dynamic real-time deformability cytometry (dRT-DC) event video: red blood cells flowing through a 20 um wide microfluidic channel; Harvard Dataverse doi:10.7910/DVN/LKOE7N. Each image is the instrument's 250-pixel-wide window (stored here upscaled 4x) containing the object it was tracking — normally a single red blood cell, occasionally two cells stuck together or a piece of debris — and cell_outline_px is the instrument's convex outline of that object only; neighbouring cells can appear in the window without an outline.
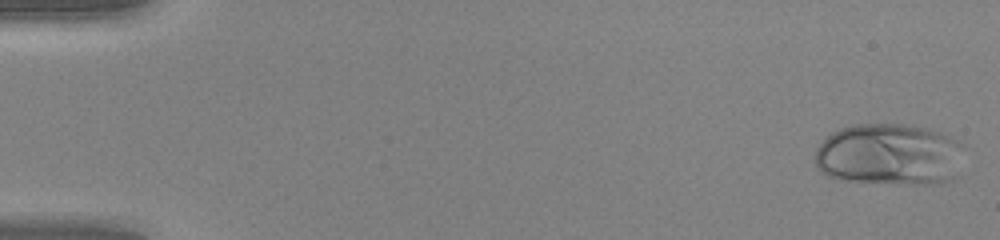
{"species": "human", "species_latin": "Homo sapiens", "temperature_condition": "warm", "stored_images_in_passage": 48, "camera_frame_rate_fps": 3000, "um_per_image_px": 0.085, "donor": {"sex": "female"}, "frame": {"image": 1, "passage_image": 1, "time_ms": 0.0, "image_size_px": [1000, 240], "cell_outline_px": [[960, 144], [956, 180], [940, 184], [908, 184], [848, 180], [828, 176], [820, 172], [816, 164], [816, 148], [832, 132], [840, 128], [852, 124], [904, 124], [924, 128], [940, 132], [960, 140]], "centroid_in_image_um": [75.59, 13.14], "position_along_channel_um": 9.4, "area_um2": 53.7}}
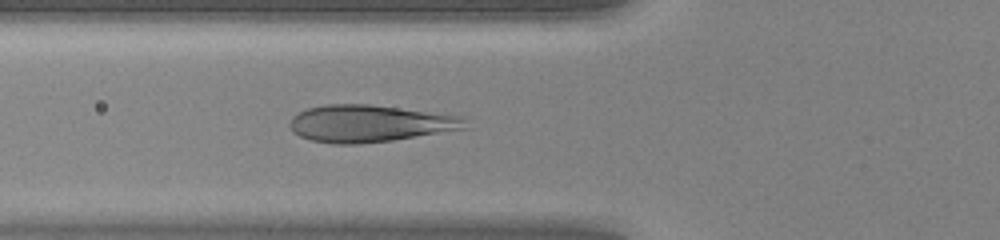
{"frame": {"image": 2, "passage_image": 18, "time_ms": 5.667, "image_size_px": [1000, 240], "cell_outline_px": [[468, 128], [392, 140], [356, 144], [336, 144], [312, 140], [300, 136], [292, 132], [288, 124], [292, 116], [308, 108], [324, 104], [368, 104], [464, 116], [468, 120]], "centroid_in_image_um": [31.43, 10.49], "position_along_channel_um": 94.4, "area_um2": 37.92}}
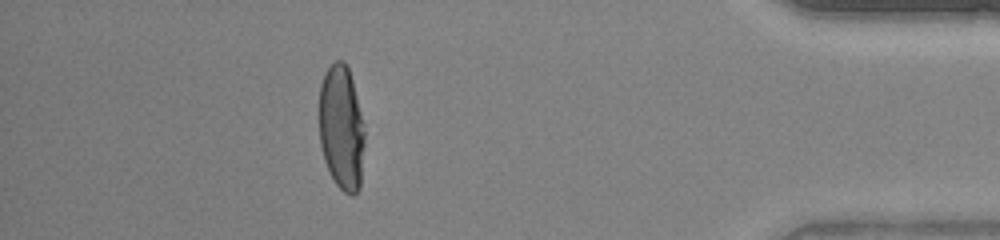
{"frame": {"image": 3, "passage_image": 43, "time_ms": 14.0, "image_size_px": [1000, 240], "cell_outline_px": [[364, 148], [360, 188], [352, 196], [344, 192], [336, 184], [324, 160], [320, 144], [320, 84], [324, 72], [336, 60], [344, 60], [348, 68], [352, 80], [364, 124]], "centroid_in_image_um": [29.03, 10.86], "position_along_channel_um": 406.2, "area_um2": 33.06}}